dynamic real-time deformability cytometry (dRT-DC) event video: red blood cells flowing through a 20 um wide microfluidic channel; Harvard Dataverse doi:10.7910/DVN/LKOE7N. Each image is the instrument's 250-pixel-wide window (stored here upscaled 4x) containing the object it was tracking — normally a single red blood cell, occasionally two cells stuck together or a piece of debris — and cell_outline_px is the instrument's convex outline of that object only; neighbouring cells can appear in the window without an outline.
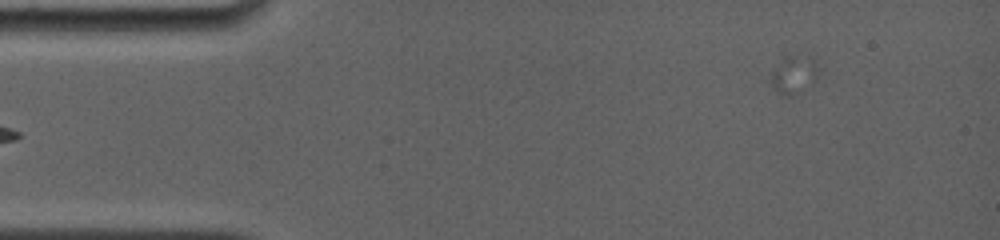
{"species": "common noctule bat (a hibernating species)", "species_latin": "Nyctalus noctula", "temperature_condition": "room temperature", "stored_images_in_passage": 2, "camera_frame_rate_fps": 4000, "um_per_image_px": 0.085, "animal": {"sex": "female", "body_mass_g": 19.0, "forearm_length_mm": 56.7}, "frame": {"image": 1, "passage_image": 2, "time_ms": 0.5, "image_size_px": [1000, 240], "cell_outline_px": [[820, 68], [812, 80], [788, 96], [780, 96], [776, 92], [768, 80], [780, 52], [784, 52], [812, 56]], "centroid_in_image_um": [67.35, 6.18], "position_along_channel_um": 17.6, "area_um2": 11.04}}